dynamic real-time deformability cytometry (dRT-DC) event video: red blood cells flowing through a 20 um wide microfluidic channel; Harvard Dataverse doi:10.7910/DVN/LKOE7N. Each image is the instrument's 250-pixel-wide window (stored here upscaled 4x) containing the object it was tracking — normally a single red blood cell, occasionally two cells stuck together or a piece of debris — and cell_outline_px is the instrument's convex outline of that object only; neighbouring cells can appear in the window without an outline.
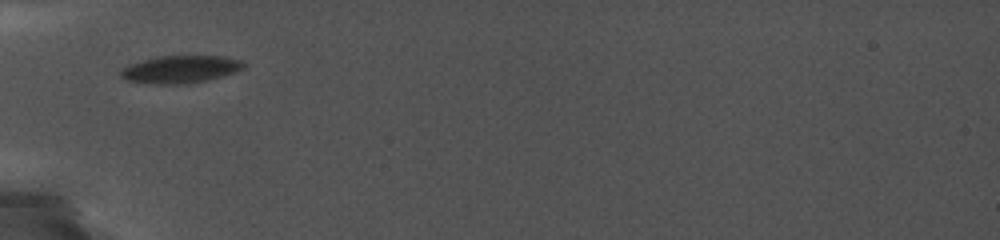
{"species": "common noctule bat (a hibernating species)", "species_latin": "Nyctalus noctula", "temperature_condition": "cold", "stored_images_in_passage": 7, "camera_frame_rate_fps": 5000, "um_per_image_px": 0.085, "animal": {"sex": "female", "body_mass_g": 19.0, "forearm_length_mm": 56.7}, "frame": {"image": 1, "passage_image": 1, "time_ms": 0.0, "image_size_px": [1000, 240], "cell_outline_px": [[244, 68], [236, 72], [188, 84], [152, 84], [124, 80], [120, 76], [120, 72], [128, 64], [160, 56], [220, 56], [244, 60]], "centroid_in_image_um": [15.32, 5.89], "position_along_channel_um": 69.7, "area_um2": 19.65}}